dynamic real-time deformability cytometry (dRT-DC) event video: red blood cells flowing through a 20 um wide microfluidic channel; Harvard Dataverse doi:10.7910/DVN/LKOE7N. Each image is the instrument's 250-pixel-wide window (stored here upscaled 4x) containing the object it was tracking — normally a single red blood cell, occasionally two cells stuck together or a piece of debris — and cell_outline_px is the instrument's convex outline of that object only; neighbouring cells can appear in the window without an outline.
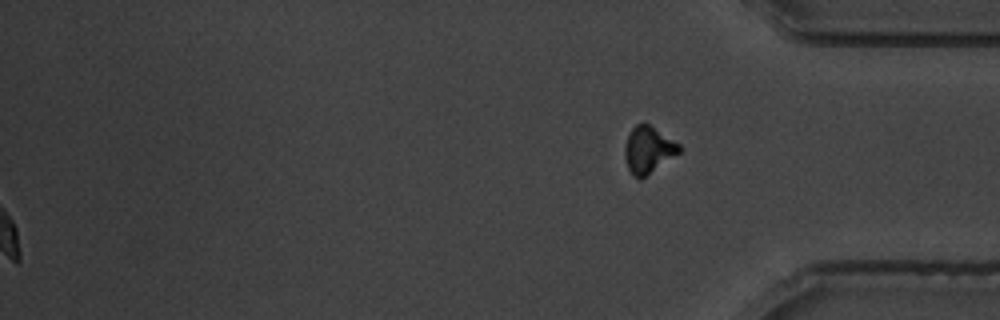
{"species": "common noctule bat (a hibernating species)", "species_latin": "Nyctalus noctula", "temperature_condition": "warm", "stored_images_in_passage": 53, "segment_of_instrument_passage": [2, 2], "camera_frame_rate_fps": 3000, "um_per_image_px": 0.085, "animal": {"sex": "male", "body_mass_g": 19.5, "forearm_length_mm": 54.6}, "frame": {"image": 1, "passage_image": 53, "time_ms": 17.333, "image_size_px": [1000, 320], "cell_outline_px": [[680, 152], [640, 180], [632, 176], [628, 168], [624, 156], [624, 148], [628, 136], [632, 128], [636, 124], [648, 124], [680, 144]], "centroid_in_image_um": [55.08, 12.76], "position_along_channel_um": 380.1, "area_um2": 14.62}}